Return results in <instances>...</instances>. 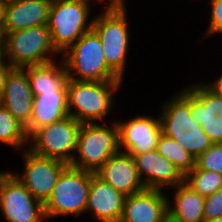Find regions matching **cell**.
Listing matches in <instances>:
<instances>
[{
  "instance_id": "31",
  "label": "cell",
  "mask_w": 222,
  "mask_h": 222,
  "mask_svg": "<svg viewBox=\"0 0 222 222\" xmlns=\"http://www.w3.org/2000/svg\"><path fill=\"white\" fill-rule=\"evenodd\" d=\"M120 6H124L123 0H111L109 5H107L108 8H106V12L113 11L119 8Z\"/></svg>"
},
{
  "instance_id": "12",
  "label": "cell",
  "mask_w": 222,
  "mask_h": 222,
  "mask_svg": "<svg viewBox=\"0 0 222 222\" xmlns=\"http://www.w3.org/2000/svg\"><path fill=\"white\" fill-rule=\"evenodd\" d=\"M188 90L191 117L213 143H222V97L203 84Z\"/></svg>"
},
{
  "instance_id": "9",
  "label": "cell",
  "mask_w": 222,
  "mask_h": 222,
  "mask_svg": "<svg viewBox=\"0 0 222 222\" xmlns=\"http://www.w3.org/2000/svg\"><path fill=\"white\" fill-rule=\"evenodd\" d=\"M125 7L108 11L92 21V29L99 36L108 67L122 79L128 47V27Z\"/></svg>"
},
{
  "instance_id": "15",
  "label": "cell",
  "mask_w": 222,
  "mask_h": 222,
  "mask_svg": "<svg viewBox=\"0 0 222 222\" xmlns=\"http://www.w3.org/2000/svg\"><path fill=\"white\" fill-rule=\"evenodd\" d=\"M33 97L25 69L12 68L5 79L0 104L24 127L31 119Z\"/></svg>"
},
{
  "instance_id": "6",
  "label": "cell",
  "mask_w": 222,
  "mask_h": 222,
  "mask_svg": "<svg viewBox=\"0 0 222 222\" xmlns=\"http://www.w3.org/2000/svg\"><path fill=\"white\" fill-rule=\"evenodd\" d=\"M114 128V129H113ZM104 127L96 123L81 124L76 151L70 166L96 172L112 155L119 152L118 126Z\"/></svg>"
},
{
  "instance_id": "7",
  "label": "cell",
  "mask_w": 222,
  "mask_h": 222,
  "mask_svg": "<svg viewBox=\"0 0 222 222\" xmlns=\"http://www.w3.org/2000/svg\"><path fill=\"white\" fill-rule=\"evenodd\" d=\"M89 7L77 0H52L47 28L58 52H65L84 33L92 29L86 26Z\"/></svg>"
},
{
  "instance_id": "37",
  "label": "cell",
  "mask_w": 222,
  "mask_h": 222,
  "mask_svg": "<svg viewBox=\"0 0 222 222\" xmlns=\"http://www.w3.org/2000/svg\"><path fill=\"white\" fill-rule=\"evenodd\" d=\"M77 1H79V2H81V3H83V4L88 5V0H77Z\"/></svg>"
},
{
  "instance_id": "26",
  "label": "cell",
  "mask_w": 222,
  "mask_h": 222,
  "mask_svg": "<svg viewBox=\"0 0 222 222\" xmlns=\"http://www.w3.org/2000/svg\"><path fill=\"white\" fill-rule=\"evenodd\" d=\"M195 167L222 175V143H213L195 159Z\"/></svg>"
},
{
  "instance_id": "14",
  "label": "cell",
  "mask_w": 222,
  "mask_h": 222,
  "mask_svg": "<svg viewBox=\"0 0 222 222\" xmlns=\"http://www.w3.org/2000/svg\"><path fill=\"white\" fill-rule=\"evenodd\" d=\"M94 173L125 196L146 189L139 176L133 156L125 152L119 151L112 155Z\"/></svg>"
},
{
  "instance_id": "2",
  "label": "cell",
  "mask_w": 222,
  "mask_h": 222,
  "mask_svg": "<svg viewBox=\"0 0 222 222\" xmlns=\"http://www.w3.org/2000/svg\"><path fill=\"white\" fill-rule=\"evenodd\" d=\"M68 56L63 60L68 72V78L75 81H121L108 67L101 40L91 29L84 33L66 52ZM71 71L79 74L80 78L73 77Z\"/></svg>"
},
{
  "instance_id": "5",
  "label": "cell",
  "mask_w": 222,
  "mask_h": 222,
  "mask_svg": "<svg viewBox=\"0 0 222 222\" xmlns=\"http://www.w3.org/2000/svg\"><path fill=\"white\" fill-rule=\"evenodd\" d=\"M92 173L68 165L43 204L45 217L64 214L79 216L86 211Z\"/></svg>"
},
{
  "instance_id": "33",
  "label": "cell",
  "mask_w": 222,
  "mask_h": 222,
  "mask_svg": "<svg viewBox=\"0 0 222 222\" xmlns=\"http://www.w3.org/2000/svg\"><path fill=\"white\" fill-rule=\"evenodd\" d=\"M4 56H5L4 45H0V66H2L5 63L4 60H2Z\"/></svg>"
},
{
  "instance_id": "36",
  "label": "cell",
  "mask_w": 222,
  "mask_h": 222,
  "mask_svg": "<svg viewBox=\"0 0 222 222\" xmlns=\"http://www.w3.org/2000/svg\"><path fill=\"white\" fill-rule=\"evenodd\" d=\"M1 28H2V26H0V45H4V44H3V41H2L3 35H2V33H1Z\"/></svg>"
},
{
  "instance_id": "1",
  "label": "cell",
  "mask_w": 222,
  "mask_h": 222,
  "mask_svg": "<svg viewBox=\"0 0 222 222\" xmlns=\"http://www.w3.org/2000/svg\"><path fill=\"white\" fill-rule=\"evenodd\" d=\"M163 107L164 111L160 118L162 133L177 141L195 158L213 144L201 125L191 117L188 89Z\"/></svg>"
},
{
  "instance_id": "8",
  "label": "cell",
  "mask_w": 222,
  "mask_h": 222,
  "mask_svg": "<svg viewBox=\"0 0 222 222\" xmlns=\"http://www.w3.org/2000/svg\"><path fill=\"white\" fill-rule=\"evenodd\" d=\"M81 123L72 116L36 129L28 138L33 146L32 153L57 159L70 165L73 160L72 150H76Z\"/></svg>"
},
{
  "instance_id": "24",
  "label": "cell",
  "mask_w": 222,
  "mask_h": 222,
  "mask_svg": "<svg viewBox=\"0 0 222 222\" xmlns=\"http://www.w3.org/2000/svg\"><path fill=\"white\" fill-rule=\"evenodd\" d=\"M184 183L200 196L207 197L222 189V175L194 167L184 176Z\"/></svg>"
},
{
  "instance_id": "38",
  "label": "cell",
  "mask_w": 222,
  "mask_h": 222,
  "mask_svg": "<svg viewBox=\"0 0 222 222\" xmlns=\"http://www.w3.org/2000/svg\"><path fill=\"white\" fill-rule=\"evenodd\" d=\"M1 2H4V3H7V2H9V1H11V0H0Z\"/></svg>"
},
{
  "instance_id": "10",
  "label": "cell",
  "mask_w": 222,
  "mask_h": 222,
  "mask_svg": "<svg viewBox=\"0 0 222 222\" xmlns=\"http://www.w3.org/2000/svg\"><path fill=\"white\" fill-rule=\"evenodd\" d=\"M0 208L8 222H40L44 205L11 173H0Z\"/></svg>"
},
{
  "instance_id": "27",
  "label": "cell",
  "mask_w": 222,
  "mask_h": 222,
  "mask_svg": "<svg viewBox=\"0 0 222 222\" xmlns=\"http://www.w3.org/2000/svg\"><path fill=\"white\" fill-rule=\"evenodd\" d=\"M222 216V189L205 197L204 222Z\"/></svg>"
},
{
  "instance_id": "3",
  "label": "cell",
  "mask_w": 222,
  "mask_h": 222,
  "mask_svg": "<svg viewBox=\"0 0 222 222\" xmlns=\"http://www.w3.org/2000/svg\"><path fill=\"white\" fill-rule=\"evenodd\" d=\"M121 81H67V107L69 115L81 124L103 120L112 106V93ZM77 112L71 111L72 107ZM93 121V122H92Z\"/></svg>"
},
{
  "instance_id": "4",
  "label": "cell",
  "mask_w": 222,
  "mask_h": 222,
  "mask_svg": "<svg viewBox=\"0 0 222 222\" xmlns=\"http://www.w3.org/2000/svg\"><path fill=\"white\" fill-rule=\"evenodd\" d=\"M4 52L12 68H24L52 61L46 57L51 51L59 53L47 25H39L3 34Z\"/></svg>"
},
{
  "instance_id": "35",
  "label": "cell",
  "mask_w": 222,
  "mask_h": 222,
  "mask_svg": "<svg viewBox=\"0 0 222 222\" xmlns=\"http://www.w3.org/2000/svg\"><path fill=\"white\" fill-rule=\"evenodd\" d=\"M162 222H177V221L167 216Z\"/></svg>"
},
{
  "instance_id": "30",
  "label": "cell",
  "mask_w": 222,
  "mask_h": 222,
  "mask_svg": "<svg viewBox=\"0 0 222 222\" xmlns=\"http://www.w3.org/2000/svg\"><path fill=\"white\" fill-rule=\"evenodd\" d=\"M208 87L214 91L218 96L222 97V75L219 77L217 81L212 85H208Z\"/></svg>"
},
{
  "instance_id": "13",
  "label": "cell",
  "mask_w": 222,
  "mask_h": 222,
  "mask_svg": "<svg viewBox=\"0 0 222 222\" xmlns=\"http://www.w3.org/2000/svg\"><path fill=\"white\" fill-rule=\"evenodd\" d=\"M119 148L125 147V153L136 154L153 151L157 148L162 128L159 119L139 116L127 123H117Z\"/></svg>"
},
{
  "instance_id": "32",
  "label": "cell",
  "mask_w": 222,
  "mask_h": 222,
  "mask_svg": "<svg viewBox=\"0 0 222 222\" xmlns=\"http://www.w3.org/2000/svg\"><path fill=\"white\" fill-rule=\"evenodd\" d=\"M4 5L5 3L0 1V26L3 25Z\"/></svg>"
},
{
  "instance_id": "22",
  "label": "cell",
  "mask_w": 222,
  "mask_h": 222,
  "mask_svg": "<svg viewBox=\"0 0 222 222\" xmlns=\"http://www.w3.org/2000/svg\"><path fill=\"white\" fill-rule=\"evenodd\" d=\"M175 207L168 203V216L177 222H204L205 197L193 191L184 182L176 186Z\"/></svg>"
},
{
  "instance_id": "18",
  "label": "cell",
  "mask_w": 222,
  "mask_h": 222,
  "mask_svg": "<svg viewBox=\"0 0 222 222\" xmlns=\"http://www.w3.org/2000/svg\"><path fill=\"white\" fill-rule=\"evenodd\" d=\"M133 158L140 178L143 173L147 175V178L143 180L146 189L161 190L164 185L177 186L184 182V176L180 171L156 149L136 154Z\"/></svg>"
},
{
  "instance_id": "19",
  "label": "cell",
  "mask_w": 222,
  "mask_h": 222,
  "mask_svg": "<svg viewBox=\"0 0 222 222\" xmlns=\"http://www.w3.org/2000/svg\"><path fill=\"white\" fill-rule=\"evenodd\" d=\"M125 197L123 193L92 173L86 210L93 211L101 222H120Z\"/></svg>"
},
{
  "instance_id": "29",
  "label": "cell",
  "mask_w": 222,
  "mask_h": 222,
  "mask_svg": "<svg viewBox=\"0 0 222 222\" xmlns=\"http://www.w3.org/2000/svg\"><path fill=\"white\" fill-rule=\"evenodd\" d=\"M11 69L12 67L9 64L7 65L6 62L0 66V101L4 93L5 79Z\"/></svg>"
},
{
  "instance_id": "16",
  "label": "cell",
  "mask_w": 222,
  "mask_h": 222,
  "mask_svg": "<svg viewBox=\"0 0 222 222\" xmlns=\"http://www.w3.org/2000/svg\"><path fill=\"white\" fill-rule=\"evenodd\" d=\"M168 202L157 189L126 196L120 222H162L168 216Z\"/></svg>"
},
{
  "instance_id": "28",
  "label": "cell",
  "mask_w": 222,
  "mask_h": 222,
  "mask_svg": "<svg viewBox=\"0 0 222 222\" xmlns=\"http://www.w3.org/2000/svg\"><path fill=\"white\" fill-rule=\"evenodd\" d=\"M212 13L211 22L209 25L208 34H213L214 32H222V0H211Z\"/></svg>"
},
{
  "instance_id": "17",
  "label": "cell",
  "mask_w": 222,
  "mask_h": 222,
  "mask_svg": "<svg viewBox=\"0 0 222 222\" xmlns=\"http://www.w3.org/2000/svg\"><path fill=\"white\" fill-rule=\"evenodd\" d=\"M52 0H11L4 5L2 35L47 25Z\"/></svg>"
},
{
  "instance_id": "25",
  "label": "cell",
  "mask_w": 222,
  "mask_h": 222,
  "mask_svg": "<svg viewBox=\"0 0 222 222\" xmlns=\"http://www.w3.org/2000/svg\"><path fill=\"white\" fill-rule=\"evenodd\" d=\"M28 141L25 127L0 104V142L14 147L23 146Z\"/></svg>"
},
{
  "instance_id": "34",
  "label": "cell",
  "mask_w": 222,
  "mask_h": 222,
  "mask_svg": "<svg viewBox=\"0 0 222 222\" xmlns=\"http://www.w3.org/2000/svg\"><path fill=\"white\" fill-rule=\"evenodd\" d=\"M205 222H222V216L216 218V219H212V220H209V221H205Z\"/></svg>"
},
{
  "instance_id": "20",
  "label": "cell",
  "mask_w": 222,
  "mask_h": 222,
  "mask_svg": "<svg viewBox=\"0 0 222 222\" xmlns=\"http://www.w3.org/2000/svg\"><path fill=\"white\" fill-rule=\"evenodd\" d=\"M33 96L31 119L25 127L28 137L36 129L69 116L67 91L42 92Z\"/></svg>"
},
{
  "instance_id": "23",
  "label": "cell",
  "mask_w": 222,
  "mask_h": 222,
  "mask_svg": "<svg viewBox=\"0 0 222 222\" xmlns=\"http://www.w3.org/2000/svg\"><path fill=\"white\" fill-rule=\"evenodd\" d=\"M156 150L173 163L183 176L195 167L196 158L177 141L163 133L159 138Z\"/></svg>"
},
{
  "instance_id": "21",
  "label": "cell",
  "mask_w": 222,
  "mask_h": 222,
  "mask_svg": "<svg viewBox=\"0 0 222 222\" xmlns=\"http://www.w3.org/2000/svg\"><path fill=\"white\" fill-rule=\"evenodd\" d=\"M28 80L33 95L42 92L67 91L68 72L65 65L60 69L53 61L26 66Z\"/></svg>"
},
{
  "instance_id": "11",
  "label": "cell",
  "mask_w": 222,
  "mask_h": 222,
  "mask_svg": "<svg viewBox=\"0 0 222 222\" xmlns=\"http://www.w3.org/2000/svg\"><path fill=\"white\" fill-rule=\"evenodd\" d=\"M23 157L25 158L24 176H15L35 199L44 204L68 164L57 159L38 156L30 150H27Z\"/></svg>"
}]
</instances>
